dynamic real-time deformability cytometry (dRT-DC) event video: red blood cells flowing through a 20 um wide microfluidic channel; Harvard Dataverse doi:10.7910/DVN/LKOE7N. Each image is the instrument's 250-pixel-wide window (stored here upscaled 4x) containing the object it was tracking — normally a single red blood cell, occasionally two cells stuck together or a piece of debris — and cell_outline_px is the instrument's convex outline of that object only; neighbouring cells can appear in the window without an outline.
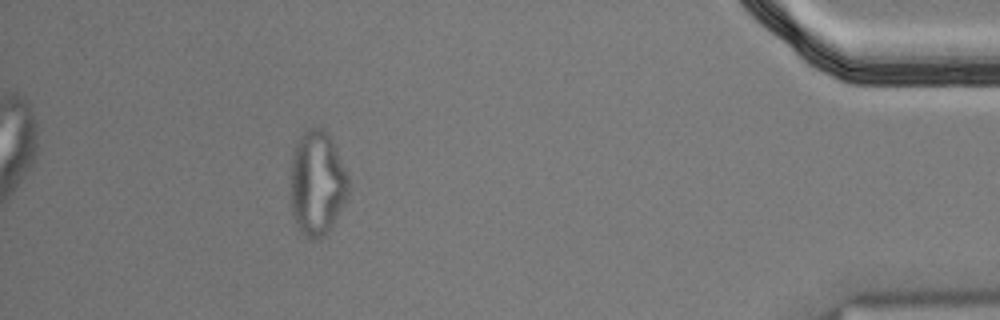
{"species": "Egyptian fruit bat (a non-hibernating species)", "species_latin": "Rousettus aegyptiacus", "temperature_condition": "cold", "stored_images_in_passage": 55, "segment_of_instrument_passage": [2, 2], "camera_frame_rate_fps": 3000, "um_per_image_px": 0.085, "animal": {"sex": "male"}, "frame": {"image": 1, "passage_image": 50, "time_ms": 16.333, "image_size_px": [1000, 320], "cell_outline_px": [[348, 192], [344, 204], [328, 232], [320, 240], [312, 240], [304, 236], [300, 232], [296, 224], [292, 212], [292, 156], [296, 144], [300, 136], [308, 128], [324, 128], [328, 132], [336, 148], [348, 176]], "centroid_in_image_um": [26.97, 15.59], "position_along_channel_um": 408.2, "area_um2": 35.14}}